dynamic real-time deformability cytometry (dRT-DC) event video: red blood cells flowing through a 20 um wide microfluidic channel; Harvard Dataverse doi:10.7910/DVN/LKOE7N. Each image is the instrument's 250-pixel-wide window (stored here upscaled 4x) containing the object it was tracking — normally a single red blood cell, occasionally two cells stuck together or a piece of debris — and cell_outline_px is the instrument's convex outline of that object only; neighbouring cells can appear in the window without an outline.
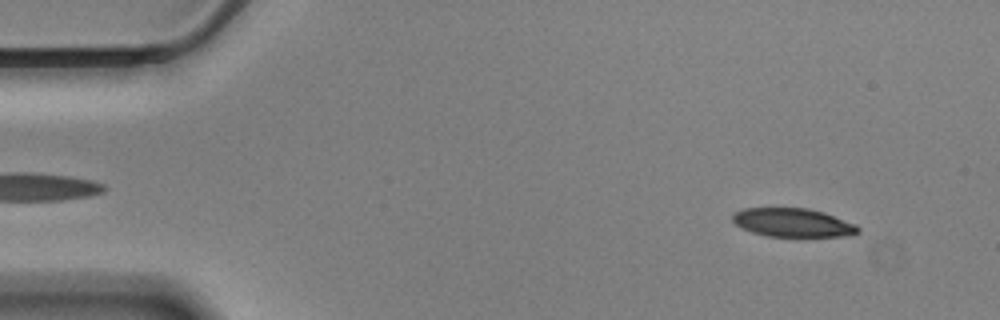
{"species": "Egyptian fruit bat (a non-hibernating species)", "species_latin": "Rousettus aegyptiacus", "temperature_condition": "cold", "stored_images_in_passage": 57, "camera_frame_rate_fps": 3000, "um_per_image_px": 0.085, "animal": {"sex": "male"}, "frame": {"image": 1, "passage_image": 5, "time_ms": 1.333, "image_size_px": [1000, 320], "cell_outline_px": [[860, 232], [856, 236], [768, 236], [752, 232], [740, 228], [732, 220], [732, 212], [744, 208], [808, 208], [824, 212], [856, 224], [860, 228]], "centroid_in_image_um": [67.41, 18.92], "position_along_channel_um": 17.6, "area_um2": 21.15}}
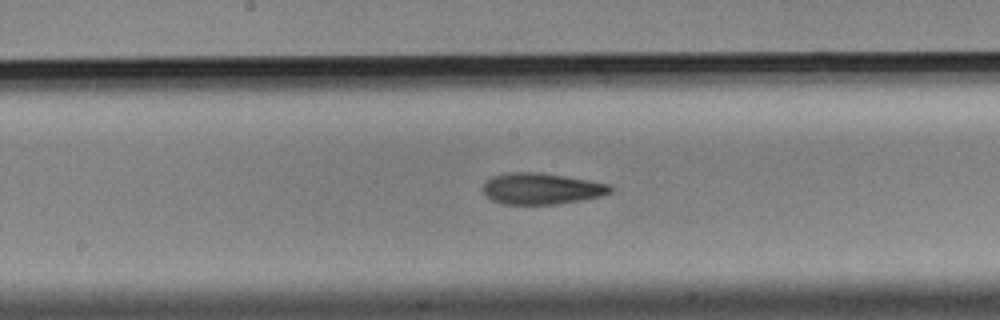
{"frame": {"image": 2, "passage_image": 29, "time_ms": 9.333, "image_size_px": [1000, 320], "cell_outline_px": [[612, 192], [604, 196], [584, 200], [556, 204], [504, 204], [492, 200], [484, 196], [480, 188], [492, 176], [512, 172], [540, 172], [588, 180], [608, 184], [612, 188]], "centroid_in_image_um": [46.01, 16.04], "position_along_channel_um": 202.2, "area_um2": 23.41}}
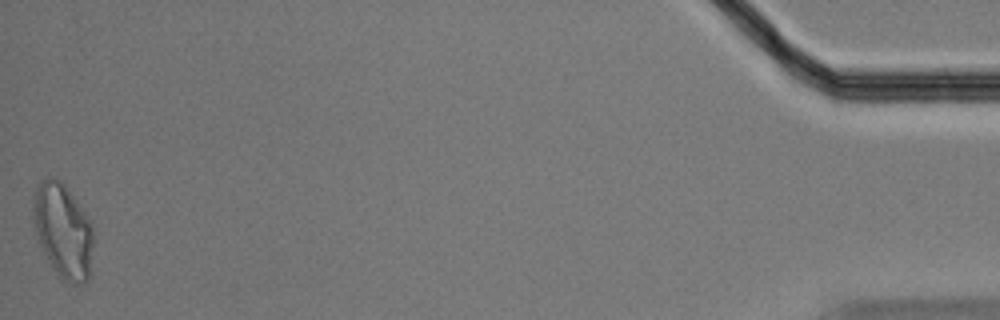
{"frame": {"image": 3, "passage_image": 57, "time_ms": 18.667, "image_size_px": [1000, 320], "cell_outline_px": [[92, 244], [88, 280], [84, 284], [72, 284], [64, 280], [60, 276], [44, 252], [40, 244], [36, 232], [32, 208], [32, 204], [36, 188], [48, 176], [56, 176], [64, 184], [84, 212], [92, 224]], "centroid_in_image_um": [5.35, 19.59], "position_along_channel_um": 429.8, "area_um2": 32.37}, "authors_computed_cell_mechanics": {"area_um2": 23.4668, "velocity_mm_per_s": 3.4588, "shape_relaxation_time_tau1_ms": null, "shape_relaxation_time_tau2_ms": 4.3177, "deformation_change_tau1": null, "deformation_change_tau2": 0.1219}}